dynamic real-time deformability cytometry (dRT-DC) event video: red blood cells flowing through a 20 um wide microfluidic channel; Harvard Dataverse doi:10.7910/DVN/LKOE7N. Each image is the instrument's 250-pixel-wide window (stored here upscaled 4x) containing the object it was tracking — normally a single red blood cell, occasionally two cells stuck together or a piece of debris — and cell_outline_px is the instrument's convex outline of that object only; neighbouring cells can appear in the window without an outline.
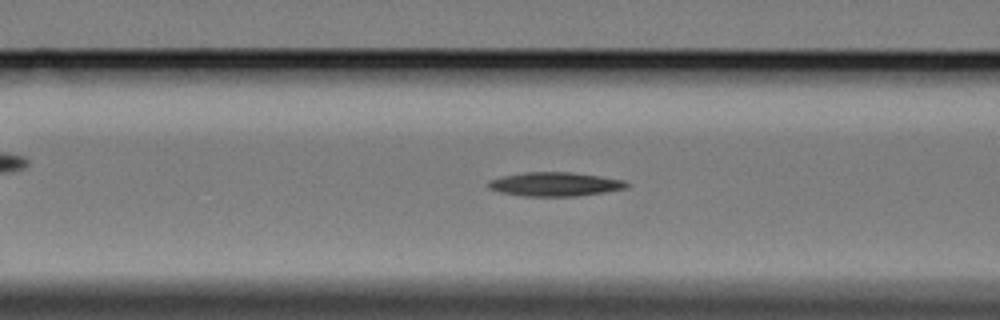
{"species": "Egyptian fruit bat (a non-hibernating species)", "species_latin": "Rousettus aegyptiacus", "temperature_condition": "cold", "stored_images_in_passage": 6, "camera_frame_rate_fps": 3000, "um_per_image_px": 0.085, "animal": {"sex": "female"}, "frame": {"image": 1, "passage_image": 6, "time_ms": 6.667, "image_size_px": [1000, 320], "cell_outline_px": [[628, 188], [604, 192], [576, 196], [520, 196], [500, 192], [488, 188], [488, 180], [500, 176], [524, 172], [568, 172], [600, 176], [624, 180], [628, 184]], "centroid_in_image_um": [47.13, 15.65], "position_along_channel_um": 119.5, "area_um2": 19.36}}